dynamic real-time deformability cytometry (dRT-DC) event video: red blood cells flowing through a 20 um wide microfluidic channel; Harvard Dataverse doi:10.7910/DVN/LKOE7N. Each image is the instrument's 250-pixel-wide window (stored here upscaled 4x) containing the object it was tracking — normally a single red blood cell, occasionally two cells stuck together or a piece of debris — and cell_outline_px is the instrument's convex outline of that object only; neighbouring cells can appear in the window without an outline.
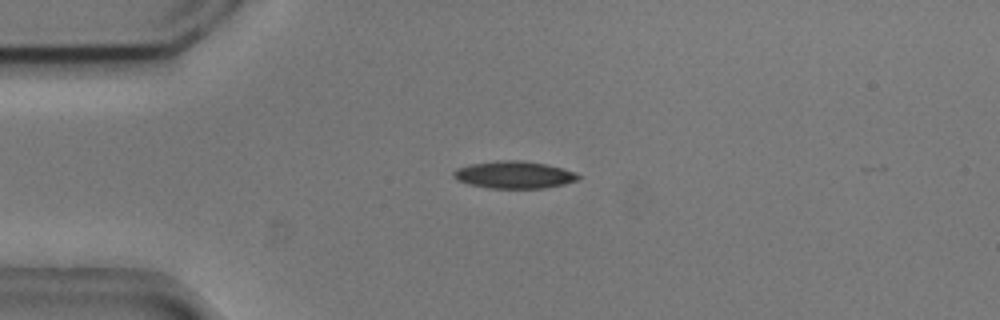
{"species": "common noctule bat (a hibernating species)", "species_latin": "Nyctalus noctula", "temperature_condition": "cold", "stored_images_in_passage": 4, "camera_frame_rate_fps": 3000, "um_per_image_px": 0.085, "animal": {"sex": "male", "body_mass_g": 20.5, "forearm_length_mm": 52.5}, "frame": {"image": 1, "passage_image": 3, "time_ms": 0.667, "image_size_px": [1000, 320], "cell_outline_px": [[580, 180], [564, 184], [544, 188], [488, 188], [468, 184], [456, 180], [452, 176], [452, 172], [456, 168], [472, 164], [504, 160], [520, 160], [544, 164], [564, 168], [576, 172], [580, 176]], "centroid_in_image_um": [43.71, 14.86], "position_along_channel_um": 41.3, "area_um2": 19.88}}